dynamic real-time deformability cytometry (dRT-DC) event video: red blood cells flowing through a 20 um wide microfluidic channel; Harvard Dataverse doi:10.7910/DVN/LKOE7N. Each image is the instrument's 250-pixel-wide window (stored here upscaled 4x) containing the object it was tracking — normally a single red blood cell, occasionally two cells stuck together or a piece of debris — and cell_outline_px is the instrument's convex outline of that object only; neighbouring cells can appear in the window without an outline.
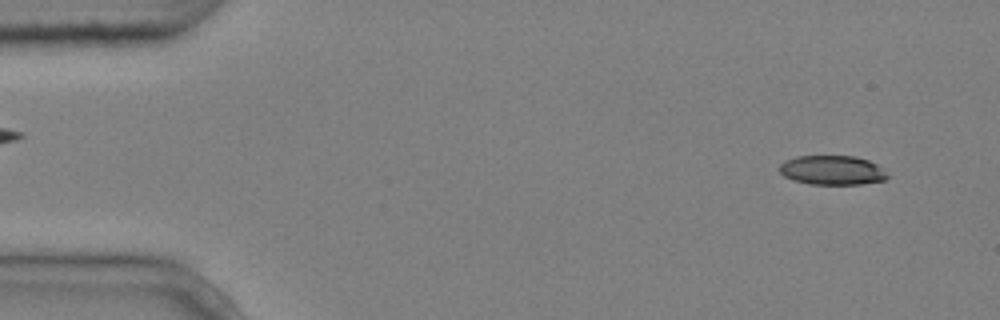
{"species": "common noctule bat (a hibernating species)", "species_latin": "Nyctalus noctula", "temperature_condition": "cold", "stored_images_in_passage": 4, "camera_frame_rate_fps": 3000, "um_per_image_px": 0.085, "animal": {"sex": "male", "body_mass_g": 20.4}, "frame": {"image": 1, "passage_image": 1, "time_ms": 0.0, "image_size_px": [1000, 320], "cell_outline_px": [[888, 176], [884, 180], [860, 184], [808, 184], [792, 180], [784, 176], [776, 168], [784, 160], [796, 156], [856, 156], [868, 160], [884, 168]], "centroid_in_image_um": [70.7, 14.46], "position_along_channel_um": 14.3, "area_um2": 18.67}}
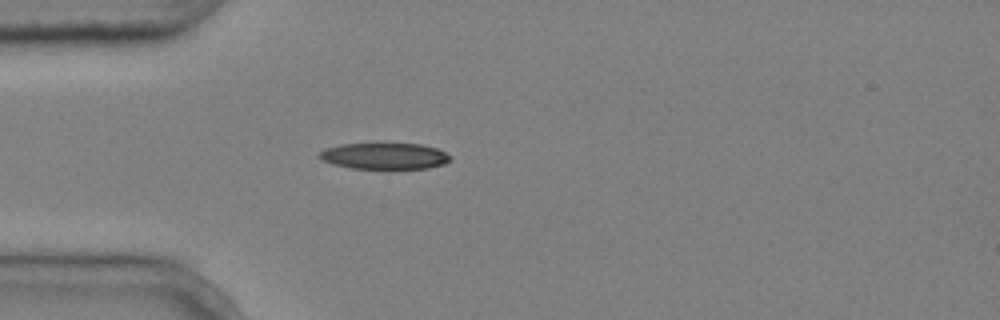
{"frame": {"image": 2, "passage_image": 4, "time_ms": 1.0, "image_size_px": [1000, 320], "cell_outline_px": [[452, 160], [444, 164], [428, 168], [388, 172], [352, 168], [332, 164], [316, 156], [320, 152], [328, 148], [340, 144], [420, 144], [436, 148], [452, 156]], "centroid_in_image_um": [32.73, 13.32], "position_along_channel_um": 52.3, "area_um2": 20.92}}